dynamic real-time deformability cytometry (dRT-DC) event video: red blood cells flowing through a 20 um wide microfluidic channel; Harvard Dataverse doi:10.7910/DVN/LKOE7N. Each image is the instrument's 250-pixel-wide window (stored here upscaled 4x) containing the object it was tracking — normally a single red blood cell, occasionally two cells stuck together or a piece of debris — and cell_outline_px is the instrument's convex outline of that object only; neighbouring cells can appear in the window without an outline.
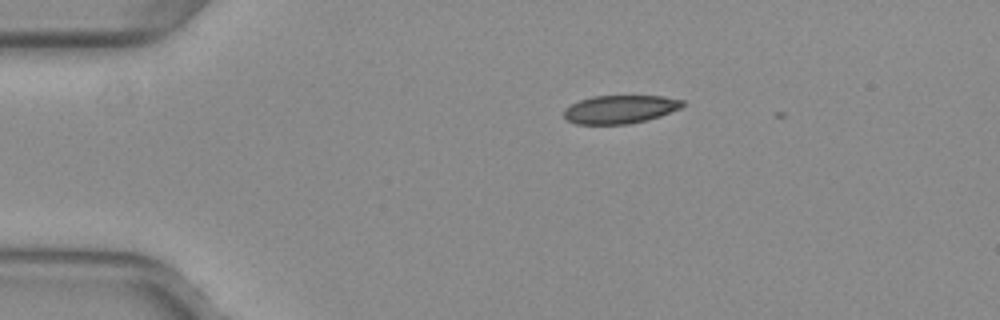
{"species": "common noctule bat (a hibernating species)", "species_latin": "Nyctalus noctula", "temperature_condition": "warm", "stored_images_in_passage": 2, "camera_frame_rate_fps": 3000, "um_per_image_px": 0.085, "animal": {"sex": "female", "body_mass_g": 29.2, "forearm_length_mm": 56.3}, "frame": {"image": 1, "passage_image": 1, "time_ms": 0.0, "image_size_px": [1000, 320], "cell_outline_px": [[684, 104], [680, 108], [660, 116], [648, 120], [628, 124], [576, 124], [568, 120], [564, 116], [564, 108], [580, 100], [592, 96], [664, 96], [684, 100]], "centroid_in_image_um": [52.71, 9.29], "position_along_channel_um": 32.3, "area_um2": 19.54}}